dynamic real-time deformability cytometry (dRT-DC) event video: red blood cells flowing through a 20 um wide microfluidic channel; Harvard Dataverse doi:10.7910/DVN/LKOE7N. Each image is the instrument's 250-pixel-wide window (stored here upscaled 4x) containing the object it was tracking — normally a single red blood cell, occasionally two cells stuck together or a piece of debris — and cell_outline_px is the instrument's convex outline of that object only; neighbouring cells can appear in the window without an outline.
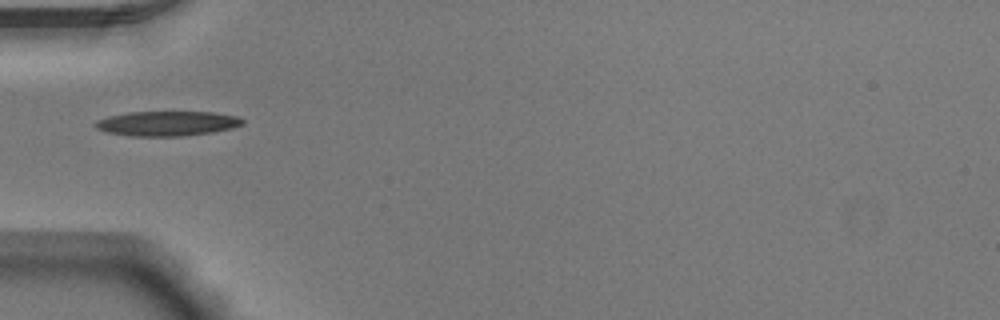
{"species": "Egyptian fruit bat (a non-hibernating species)", "species_latin": "Rousettus aegyptiacus", "temperature_condition": "warm", "stored_images_in_passage": 35, "camera_frame_rate_fps": 3000, "um_per_image_px": 0.085, "animal": {"sex": "male"}, "frame": {"image": 1, "passage_image": 1, "time_ms": 0.0, "image_size_px": [1000, 320], "cell_outline_px": [[244, 124], [232, 128], [212, 132], [180, 136], [128, 136], [104, 132], [96, 128], [92, 124], [96, 120], [108, 116], [128, 112], [212, 112], [240, 116], [244, 120]], "centroid_in_image_um": [14.18, 10.49], "position_along_channel_um": 70.8, "area_um2": 21.5}}
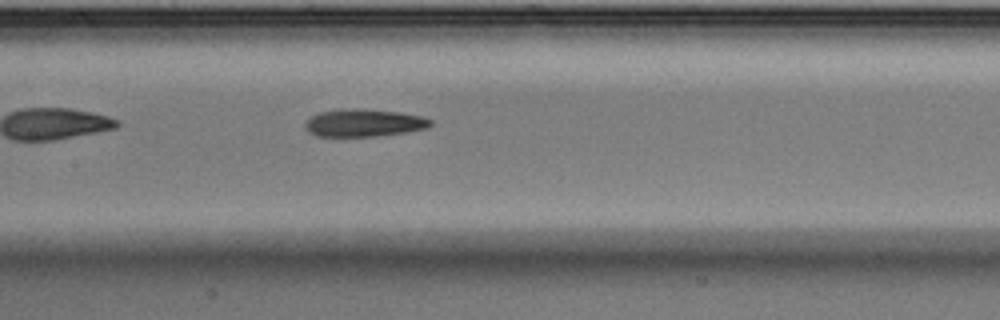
{"frame": {"image": 2, "passage_image": 9, "time_ms": 2.667, "image_size_px": [1000, 320], "cell_outline_px": [[432, 124], [428, 128], [408, 132], [376, 136], [316, 136], [308, 132], [304, 128], [304, 124], [312, 116], [320, 112], [352, 108], [356, 108], [400, 112], [420, 116], [432, 120]], "centroid_in_image_um": [30.94, 10.45], "position_along_channel_um": 176.5, "area_um2": 20.11}}
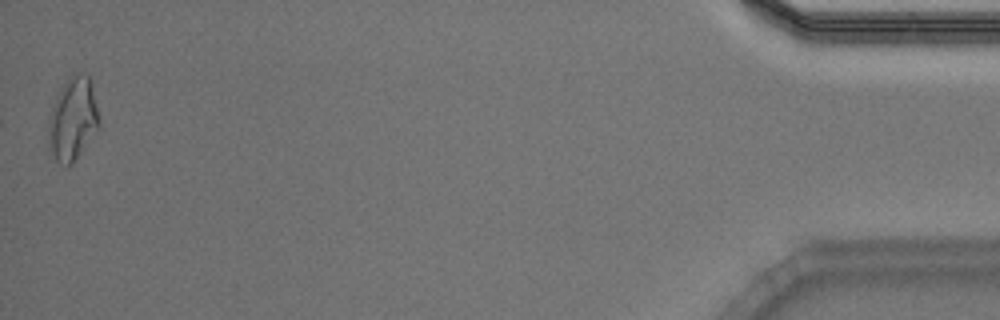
{"frame": {"image": 3, "passage_image": 35, "time_ms": 11.333, "image_size_px": [1000, 320], "cell_outline_px": [[100, 128], [72, 164], [68, 164], [56, 160], [48, 144], [48, 116], [60, 92], [72, 72], [84, 72], [92, 80], [100, 120]], "centroid_in_image_um": [6.23, 10.08], "position_along_channel_um": 429.0, "area_um2": 24.57}, "authors_computed_cell_mechanics": {"area_um2": 20.3456, "velocity_mm_per_s": 3.9389, "shape_relaxation_time_tau1_ms": 6.8684, "shape_relaxation_time_tau2_ms": 4.8894, "deformation_change_tau1": 0.211, "deformation_change_tau2": 0.1556}}